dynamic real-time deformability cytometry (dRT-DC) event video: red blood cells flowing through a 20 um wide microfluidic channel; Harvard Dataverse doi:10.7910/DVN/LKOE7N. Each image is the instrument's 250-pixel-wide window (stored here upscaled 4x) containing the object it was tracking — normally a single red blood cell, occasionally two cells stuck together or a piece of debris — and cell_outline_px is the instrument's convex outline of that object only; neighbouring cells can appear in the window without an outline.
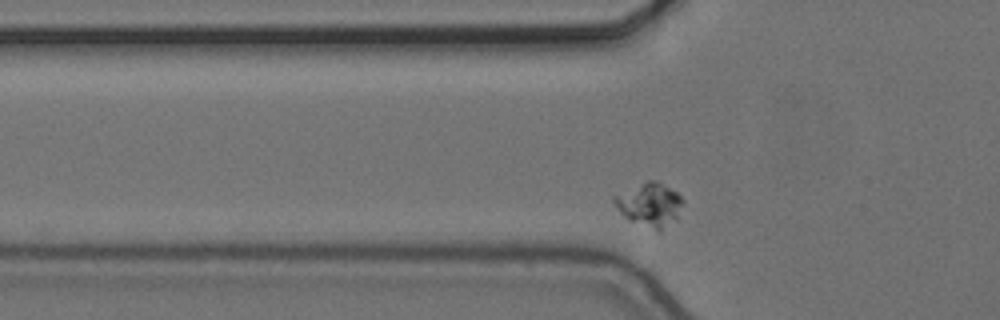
{"species": "common noctule bat (a hibernating species)", "species_latin": "Nyctalus noctula", "temperature_condition": "cold", "stored_images_in_passage": 51, "camera_frame_rate_fps": 3000, "um_per_image_px": 0.085, "animal": {"sex": "female", "body_mass_g": 24.6, "forearm_length_mm": 56.2}, "frame": {"image": 1, "passage_image": 9, "time_ms": 2.667, "image_size_px": [1000, 320], "cell_outline_px": [[684, 204], [676, 220], [660, 232], [656, 232], [628, 220], [616, 208], [612, 200], [612, 196], [648, 180], [656, 180], [676, 192], [684, 200]], "centroid_in_image_um": [55.23, 17.43], "position_along_channel_um": 70.6, "area_um2": 17.74}}
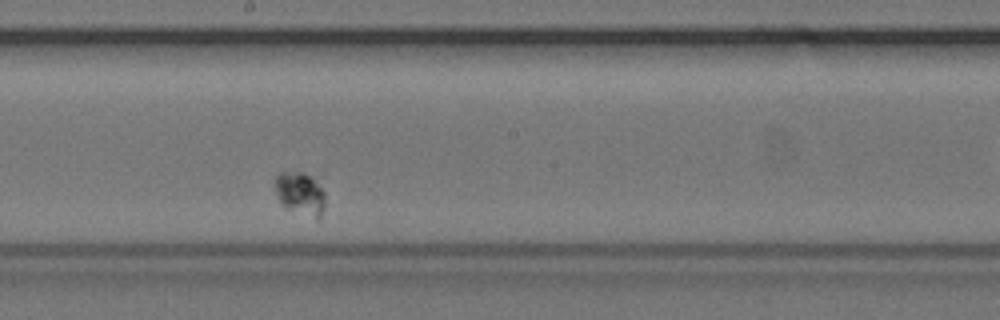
{"frame": {"image": 2, "passage_image": 23, "time_ms": 7.333, "image_size_px": [1000, 320], "cell_outline_px": [[324, 208], [320, 216], [316, 216], [284, 208], [280, 204], [276, 192], [276, 176], [280, 172], [300, 172], [308, 176], [324, 192]], "centroid_in_image_um": [25.47, 16.44], "position_along_channel_um": 222.7, "area_um2": 11.85}}
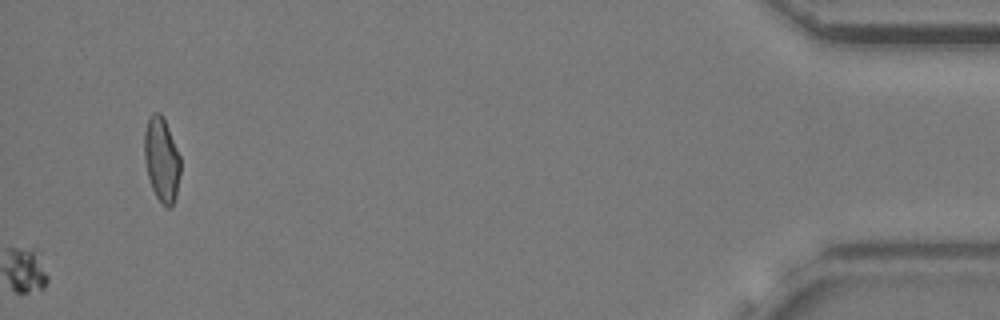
{"frame": {"image": 3, "passage_image": 51, "time_ms": 16.667, "image_size_px": [1000, 320], "cell_outline_px": [[180, 172], [176, 196], [172, 208], [168, 208], [160, 204], [152, 188], [148, 176], [144, 160], [144, 132], [148, 116], [152, 112], [160, 112], [168, 128], [180, 156]], "centroid_in_image_um": [13.72, 13.58], "position_along_channel_um": 421.5, "area_um2": 17.92}}